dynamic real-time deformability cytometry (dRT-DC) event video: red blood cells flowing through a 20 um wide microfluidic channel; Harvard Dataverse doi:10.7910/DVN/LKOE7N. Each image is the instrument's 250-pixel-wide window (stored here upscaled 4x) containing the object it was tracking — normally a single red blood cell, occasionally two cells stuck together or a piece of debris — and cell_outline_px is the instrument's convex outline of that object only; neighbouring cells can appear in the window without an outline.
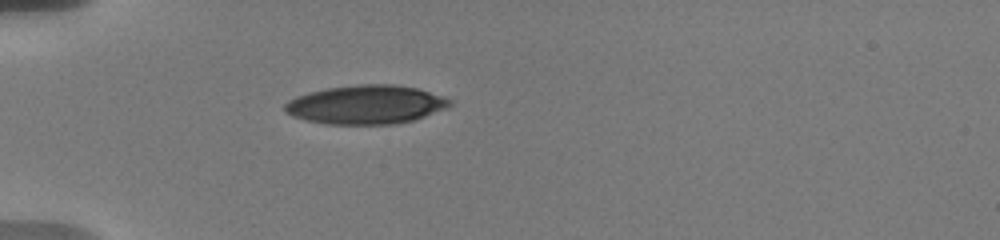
{"species": "human", "species_latin": "Homo sapiens", "temperature_condition": "warm", "stored_images_in_passage": 3, "camera_frame_rate_fps": 3000, "um_per_image_px": 0.085, "donor": {"sex": "male"}, "frame": {"image": 1, "passage_image": 1, "time_ms": 0.0, "image_size_px": [1000, 240], "cell_outline_px": [[452, 104], [444, 108], [424, 116], [412, 120], [392, 124], [324, 124], [304, 120], [292, 116], [284, 112], [284, 104], [288, 100], [296, 96], [308, 92], [328, 88], [360, 84], [392, 84], [416, 88], [452, 100]], "centroid_in_image_um": [31.02, 8.9], "position_along_channel_um": 54.0, "area_um2": 37.11}}
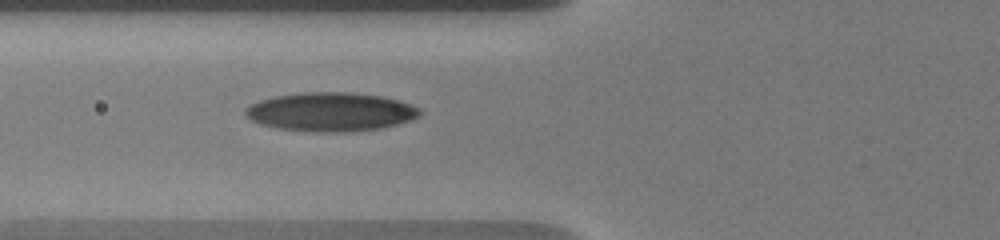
{"frame": {"image": 2, "passage_image": 3, "time_ms": 1.667, "image_size_px": [1000, 240], "cell_outline_px": [[420, 116], [412, 120], [380, 128], [340, 132], [320, 132], [276, 128], [260, 124], [244, 116], [244, 108], [260, 100], [276, 96], [300, 92], [348, 92], [384, 96], [400, 100], [420, 108]], "centroid_in_image_um": [28.1, 9.5], "position_along_channel_um": 97.7, "area_um2": 39.54}}